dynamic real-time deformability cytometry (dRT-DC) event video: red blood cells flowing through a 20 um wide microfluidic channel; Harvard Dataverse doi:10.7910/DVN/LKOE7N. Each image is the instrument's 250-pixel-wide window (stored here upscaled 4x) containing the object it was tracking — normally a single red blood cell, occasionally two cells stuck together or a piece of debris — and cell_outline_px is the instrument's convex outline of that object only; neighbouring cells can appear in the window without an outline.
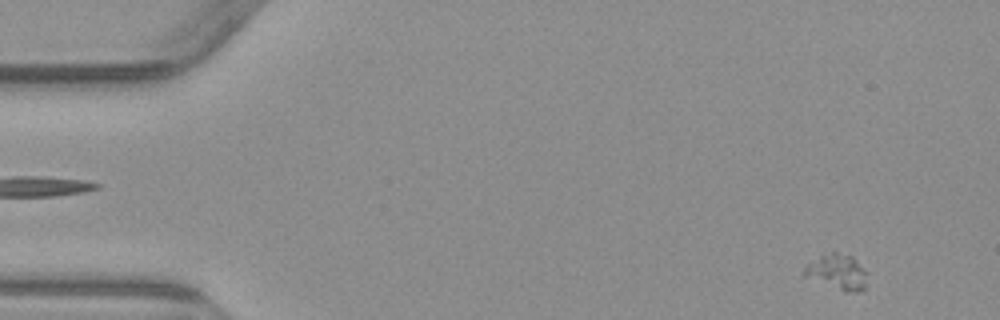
{"species": "common noctule bat (a hibernating species)", "species_latin": "Nyctalus noctula", "temperature_condition": "warm", "stored_images_in_passage": 5, "camera_frame_rate_fps": 3000, "um_per_image_px": 0.085, "animal": {"sex": "male", "body_mass_g": 23.1, "forearm_length_mm": 52.7}, "frame": {"image": 1, "passage_image": 1, "time_ms": 0.0, "image_size_px": [1000, 320], "cell_outline_px": [[868, 272], [864, 288], [856, 292], [844, 292], [804, 276], [804, 268], [808, 264], [820, 256], [832, 252], [836, 252], [852, 256]], "centroid_in_image_um": [71.2, 23.13], "position_along_channel_um": 13.8, "area_um2": 12.83}}
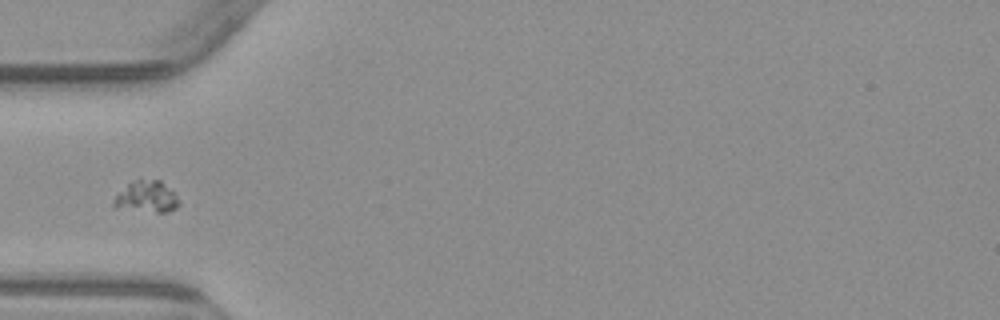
{"frame": {"image": 2, "passage_image": 5, "time_ms": 4.667, "image_size_px": [1000, 320], "cell_outline_px": [[180, 204], [176, 208], [168, 212], [156, 212], [112, 208], [112, 200], [128, 184], [140, 176], [160, 180], [180, 200]], "centroid_in_image_um": [12.43, 16.71], "position_along_channel_um": 72.6, "area_um2": 12.25}}